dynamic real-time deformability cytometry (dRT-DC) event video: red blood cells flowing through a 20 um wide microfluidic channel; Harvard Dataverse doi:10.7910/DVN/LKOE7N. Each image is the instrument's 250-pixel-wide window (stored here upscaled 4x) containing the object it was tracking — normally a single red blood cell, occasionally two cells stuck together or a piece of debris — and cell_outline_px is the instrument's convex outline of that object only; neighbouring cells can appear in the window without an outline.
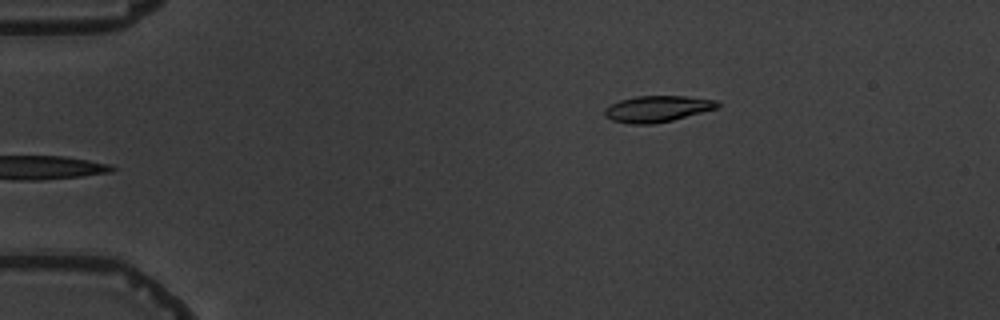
{"species": "common noctule bat (a hibernating species)", "species_latin": "Nyctalus noctula", "temperature_condition": "warm", "stored_images_in_passage": 5, "camera_frame_rate_fps": 3000, "um_per_image_px": 0.085, "animal": {"sex": "male", "body_mass_g": 19.5, "forearm_length_mm": 54.6}, "frame": {"image": 1, "passage_image": 5, "time_ms": 4.667, "image_size_px": [1000, 320], "cell_outline_px": [[720, 108], [672, 120], [652, 124], [632, 124], [612, 120], [604, 116], [604, 108], [620, 100], [636, 96], [684, 96], [716, 100], [720, 104]], "centroid_in_image_um": [55.89, 9.25], "position_along_channel_um": 29.1, "area_um2": 17.28}}